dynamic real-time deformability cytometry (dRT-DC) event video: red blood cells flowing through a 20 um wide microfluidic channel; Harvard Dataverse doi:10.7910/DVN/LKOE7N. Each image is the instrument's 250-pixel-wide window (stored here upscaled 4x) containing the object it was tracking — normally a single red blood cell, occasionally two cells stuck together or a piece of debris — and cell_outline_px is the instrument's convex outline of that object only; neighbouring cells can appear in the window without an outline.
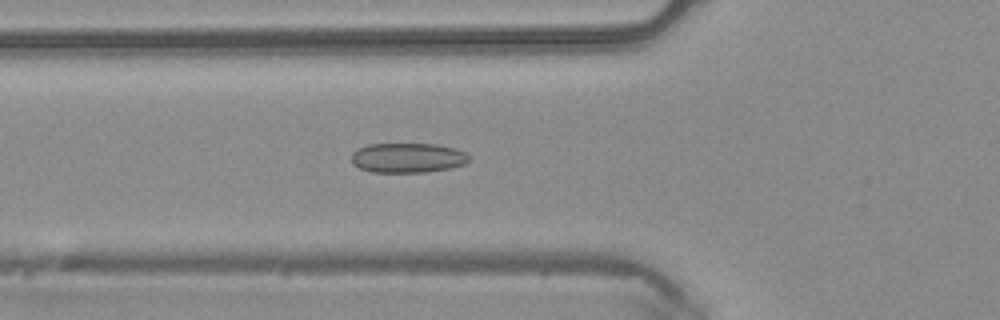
{"species": "common noctule bat (a hibernating species)", "species_latin": "Nyctalus noctula", "temperature_condition": "warm", "stored_images_in_passage": 33, "camera_frame_rate_fps": 3000, "um_per_image_px": 0.085, "animal": {"sex": "male", "body_mass_g": 20.4}, "frame": {"image": 1, "passage_image": 8, "time_ms": 2.333, "image_size_px": [1000, 320], "cell_outline_px": [[468, 160], [464, 164], [448, 168], [424, 172], [372, 172], [360, 168], [352, 164], [352, 152], [356, 148], [368, 144], [436, 144], [456, 148], [464, 152], [468, 156]], "centroid_in_image_um": [34.6, 13.4], "position_along_channel_um": 91.2, "area_um2": 20.35}}
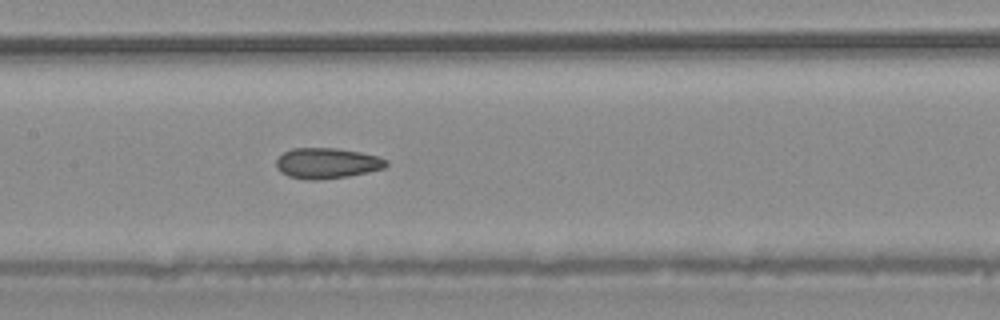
{"frame": {"image": 2, "passage_image": 14, "time_ms": 4.333, "image_size_px": [1000, 320], "cell_outline_px": [[388, 164], [384, 168], [368, 172], [348, 176], [316, 180], [304, 180], [288, 176], [280, 172], [276, 168], [276, 160], [284, 152], [292, 148], [336, 148], [360, 152], [376, 156], [388, 160]], "centroid_in_image_um": [27.77, 13.88], "position_along_channel_um": 179.6, "area_um2": 19.65}}
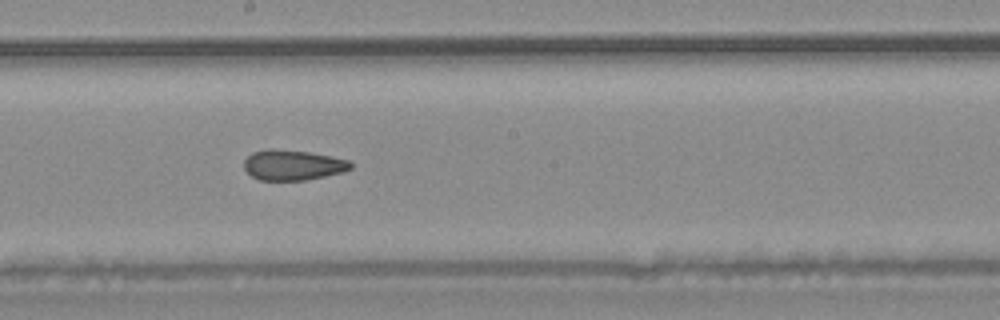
{"frame": {"image": 3, "passage_image": 17, "time_ms": 5.333, "image_size_px": [1000, 320], "cell_outline_px": [[352, 168], [340, 172], [324, 176], [304, 180], [260, 180], [252, 176], [244, 168], [244, 160], [252, 152], [268, 148], [272, 148], [308, 152], [332, 156], [348, 160], [352, 164]], "centroid_in_image_um": [24.86, 14.01], "position_along_channel_um": 223.3, "area_um2": 18.73}}